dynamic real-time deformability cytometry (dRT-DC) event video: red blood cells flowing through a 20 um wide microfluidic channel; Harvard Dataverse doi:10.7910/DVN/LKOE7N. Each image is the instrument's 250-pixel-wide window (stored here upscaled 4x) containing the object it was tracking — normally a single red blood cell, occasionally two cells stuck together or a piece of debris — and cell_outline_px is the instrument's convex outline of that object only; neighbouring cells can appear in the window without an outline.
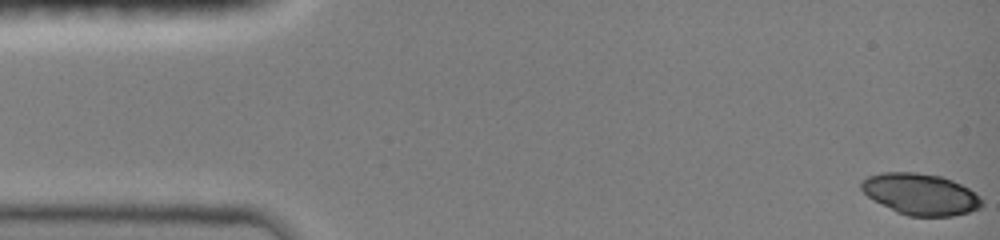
{"species": "common noctule bat (a hibernating species)", "species_latin": "Nyctalus noctula", "temperature_condition": "room temperature", "stored_images_in_passage": 46, "camera_frame_rate_fps": 3000, "um_per_image_px": 0.085, "animal": {"sex": "female", "body_mass_g": 19.0, "forearm_length_mm": 51.5}, "frame": {"image": 1, "passage_image": 1, "time_ms": 0.0, "image_size_px": [1000, 240], "cell_outline_px": [[984, 204], [980, 208], [968, 212], [952, 216], [908, 216], [896, 212], [872, 200], [860, 188], [860, 180], [868, 176], [880, 172], [916, 172], [940, 176], [952, 180], [968, 188], [980, 196], [984, 200]], "centroid_in_image_um": [78.23, 16.5], "position_along_channel_um": 6.8, "area_um2": 29.3}}
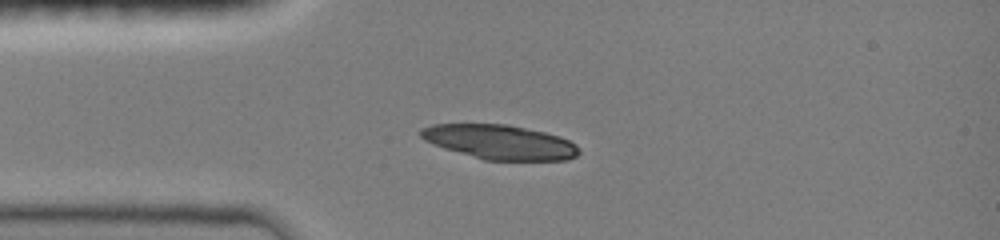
{"frame": {"image": 2, "passage_image": 12, "time_ms": 3.667, "image_size_px": [1000, 240], "cell_outline_px": [[580, 152], [576, 156], [568, 160], [484, 160], [444, 148], [424, 140], [420, 136], [420, 128], [432, 124], [508, 124], [544, 132], [560, 136], [576, 144]], "centroid_in_image_um": [42.48, 12.07], "position_along_channel_um": 42.5, "area_um2": 31.73}}